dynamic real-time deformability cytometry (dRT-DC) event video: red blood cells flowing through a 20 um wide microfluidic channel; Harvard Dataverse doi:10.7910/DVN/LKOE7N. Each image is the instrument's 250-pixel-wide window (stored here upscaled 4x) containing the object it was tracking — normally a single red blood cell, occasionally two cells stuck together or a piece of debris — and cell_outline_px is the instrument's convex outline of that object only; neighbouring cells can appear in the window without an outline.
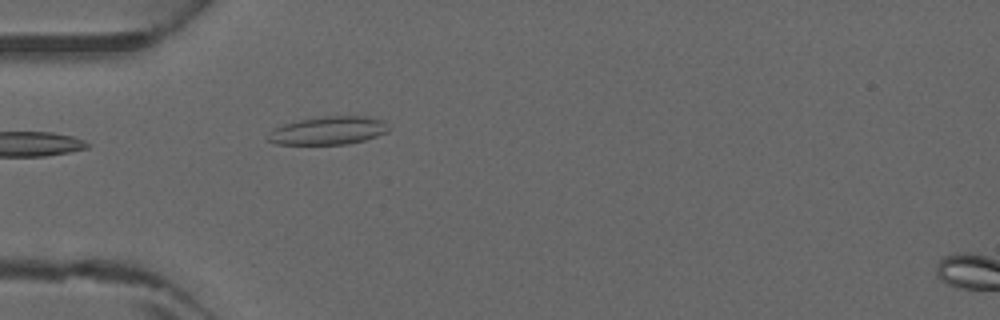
{"species": "common noctule bat (a hibernating species)", "species_latin": "Nyctalus noctula", "temperature_condition": "warm", "stored_images_in_passage": 4, "camera_frame_rate_fps": 3000, "um_per_image_px": 0.085, "animal": {"sex": "male", "forearm_length_mm": 52.5}, "frame": {"image": 1, "passage_image": 3, "time_ms": 0.667, "image_size_px": [1000, 320], "cell_outline_px": [[392, 128], [388, 132], [364, 140], [348, 144], [276, 144], [268, 140], [272, 132], [276, 128], [284, 124], [300, 120], [324, 116], [368, 116], [384, 120]], "centroid_in_image_um": [28.02, 11.09], "position_along_channel_um": 57.0, "area_um2": 19.65}}